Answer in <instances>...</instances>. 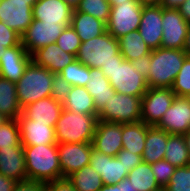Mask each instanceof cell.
I'll return each mask as SVG.
<instances>
[{"mask_svg":"<svg viewBox=\"0 0 190 191\" xmlns=\"http://www.w3.org/2000/svg\"><path fill=\"white\" fill-rule=\"evenodd\" d=\"M22 145L57 144L55 127L50 123L27 119L23 114L17 118Z\"/></svg>","mask_w":190,"mask_h":191,"instance_id":"18","label":"cell"},{"mask_svg":"<svg viewBox=\"0 0 190 191\" xmlns=\"http://www.w3.org/2000/svg\"><path fill=\"white\" fill-rule=\"evenodd\" d=\"M175 96L171 88H149L142 96L141 121L146 125L156 126L171 106Z\"/></svg>","mask_w":190,"mask_h":191,"instance_id":"9","label":"cell"},{"mask_svg":"<svg viewBox=\"0 0 190 191\" xmlns=\"http://www.w3.org/2000/svg\"><path fill=\"white\" fill-rule=\"evenodd\" d=\"M183 18L190 24V0H185L178 8Z\"/></svg>","mask_w":190,"mask_h":191,"instance_id":"48","label":"cell"},{"mask_svg":"<svg viewBox=\"0 0 190 191\" xmlns=\"http://www.w3.org/2000/svg\"><path fill=\"white\" fill-rule=\"evenodd\" d=\"M73 9L63 0H38L33 5V19L70 26Z\"/></svg>","mask_w":190,"mask_h":191,"instance_id":"20","label":"cell"},{"mask_svg":"<svg viewBox=\"0 0 190 191\" xmlns=\"http://www.w3.org/2000/svg\"><path fill=\"white\" fill-rule=\"evenodd\" d=\"M76 60L89 68H101L110 63H122L119 41L107 31L81 43Z\"/></svg>","mask_w":190,"mask_h":191,"instance_id":"4","label":"cell"},{"mask_svg":"<svg viewBox=\"0 0 190 191\" xmlns=\"http://www.w3.org/2000/svg\"><path fill=\"white\" fill-rule=\"evenodd\" d=\"M0 173L16 182L27 180L23 147L0 148Z\"/></svg>","mask_w":190,"mask_h":191,"instance_id":"22","label":"cell"},{"mask_svg":"<svg viewBox=\"0 0 190 191\" xmlns=\"http://www.w3.org/2000/svg\"><path fill=\"white\" fill-rule=\"evenodd\" d=\"M165 188L168 191H190V165L176 168Z\"/></svg>","mask_w":190,"mask_h":191,"instance_id":"39","label":"cell"},{"mask_svg":"<svg viewBox=\"0 0 190 191\" xmlns=\"http://www.w3.org/2000/svg\"><path fill=\"white\" fill-rule=\"evenodd\" d=\"M169 133L156 126L147 130L142 161L152 164L164 159Z\"/></svg>","mask_w":190,"mask_h":191,"instance_id":"24","label":"cell"},{"mask_svg":"<svg viewBox=\"0 0 190 191\" xmlns=\"http://www.w3.org/2000/svg\"><path fill=\"white\" fill-rule=\"evenodd\" d=\"M89 165L101 176L105 185L118 184L128 176L125 166L116 157L103 154L94 148Z\"/></svg>","mask_w":190,"mask_h":191,"instance_id":"19","label":"cell"},{"mask_svg":"<svg viewBox=\"0 0 190 191\" xmlns=\"http://www.w3.org/2000/svg\"><path fill=\"white\" fill-rule=\"evenodd\" d=\"M31 61L32 55L26 51L22 44L6 48L4 55L0 58V76L16 83L23 76Z\"/></svg>","mask_w":190,"mask_h":191,"instance_id":"17","label":"cell"},{"mask_svg":"<svg viewBox=\"0 0 190 191\" xmlns=\"http://www.w3.org/2000/svg\"><path fill=\"white\" fill-rule=\"evenodd\" d=\"M63 109L80 114H98L94 99L86 90V87L72 86L63 103Z\"/></svg>","mask_w":190,"mask_h":191,"instance_id":"29","label":"cell"},{"mask_svg":"<svg viewBox=\"0 0 190 191\" xmlns=\"http://www.w3.org/2000/svg\"><path fill=\"white\" fill-rule=\"evenodd\" d=\"M183 50L186 52V54L188 56H190V25L187 31V35H186V40H185V45Z\"/></svg>","mask_w":190,"mask_h":191,"instance_id":"52","label":"cell"},{"mask_svg":"<svg viewBox=\"0 0 190 191\" xmlns=\"http://www.w3.org/2000/svg\"><path fill=\"white\" fill-rule=\"evenodd\" d=\"M100 69L118 93L142 97L149 89L146 78L134 69L131 61L106 64Z\"/></svg>","mask_w":190,"mask_h":191,"instance_id":"6","label":"cell"},{"mask_svg":"<svg viewBox=\"0 0 190 191\" xmlns=\"http://www.w3.org/2000/svg\"><path fill=\"white\" fill-rule=\"evenodd\" d=\"M116 158L123 163L126 171L129 173L134 167L142 162V156L129 152L128 150L121 149Z\"/></svg>","mask_w":190,"mask_h":191,"instance_id":"43","label":"cell"},{"mask_svg":"<svg viewBox=\"0 0 190 191\" xmlns=\"http://www.w3.org/2000/svg\"><path fill=\"white\" fill-rule=\"evenodd\" d=\"M54 73L31 61L16 85L21 108L40 99L51 96Z\"/></svg>","mask_w":190,"mask_h":191,"instance_id":"5","label":"cell"},{"mask_svg":"<svg viewBox=\"0 0 190 191\" xmlns=\"http://www.w3.org/2000/svg\"><path fill=\"white\" fill-rule=\"evenodd\" d=\"M99 191H122V181L118 184L103 185Z\"/></svg>","mask_w":190,"mask_h":191,"instance_id":"50","label":"cell"},{"mask_svg":"<svg viewBox=\"0 0 190 191\" xmlns=\"http://www.w3.org/2000/svg\"><path fill=\"white\" fill-rule=\"evenodd\" d=\"M16 181L10 178H6L0 173V191H13Z\"/></svg>","mask_w":190,"mask_h":191,"instance_id":"47","label":"cell"},{"mask_svg":"<svg viewBox=\"0 0 190 191\" xmlns=\"http://www.w3.org/2000/svg\"><path fill=\"white\" fill-rule=\"evenodd\" d=\"M65 27L60 23H45L33 19L32 23L21 35V44L32 55L39 48L56 43Z\"/></svg>","mask_w":190,"mask_h":191,"instance_id":"11","label":"cell"},{"mask_svg":"<svg viewBox=\"0 0 190 191\" xmlns=\"http://www.w3.org/2000/svg\"><path fill=\"white\" fill-rule=\"evenodd\" d=\"M142 97L115 92L98 111V120L119 124L141 121Z\"/></svg>","mask_w":190,"mask_h":191,"instance_id":"7","label":"cell"},{"mask_svg":"<svg viewBox=\"0 0 190 191\" xmlns=\"http://www.w3.org/2000/svg\"><path fill=\"white\" fill-rule=\"evenodd\" d=\"M171 90L179 97H183L190 92V56L185 58Z\"/></svg>","mask_w":190,"mask_h":191,"instance_id":"37","label":"cell"},{"mask_svg":"<svg viewBox=\"0 0 190 191\" xmlns=\"http://www.w3.org/2000/svg\"><path fill=\"white\" fill-rule=\"evenodd\" d=\"M86 90L93 97L97 111H99L103 105L108 103L111 95H114L116 92L111 86L108 78L99 68H90V76L86 85Z\"/></svg>","mask_w":190,"mask_h":191,"instance_id":"25","label":"cell"},{"mask_svg":"<svg viewBox=\"0 0 190 191\" xmlns=\"http://www.w3.org/2000/svg\"><path fill=\"white\" fill-rule=\"evenodd\" d=\"M155 191H168V190L165 187H160L159 189H157Z\"/></svg>","mask_w":190,"mask_h":191,"instance_id":"60","label":"cell"},{"mask_svg":"<svg viewBox=\"0 0 190 191\" xmlns=\"http://www.w3.org/2000/svg\"><path fill=\"white\" fill-rule=\"evenodd\" d=\"M164 159L176 168L190 165L189 151L183 135L169 134Z\"/></svg>","mask_w":190,"mask_h":191,"instance_id":"31","label":"cell"},{"mask_svg":"<svg viewBox=\"0 0 190 191\" xmlns=\"http://www.w3.org/2000/svg\"><path fill=\"white\" fill-rule=\"evenodd\" d=\"M67 178L77 191H99L104 185L101 176L89 164Z\"/></svg>","mask_w":190,"mask_h":191,"instance_id":"32","label":"cell"},{"mask_svg":"<svg viewBox=\"0 0 190 191\" xmlns=\"http://www.w3.org/2000/svg\"><path fill=\"white\" fill-rule=\"evenodd\" d=\"M127 178L139 191H155L160 188L151 170V164L143 161L128 173Z\"/></svg>","mask_w":190,"mask_h":191,"instance_id":"33","label":"cell"},{"mask_svg":"<svg viewBox=\"0 0 190 191\" xmlns=\"http://www.w3.org/2000/svg\"><path fill=\"white\" fill-rule=\"evenodd\" d=\"M76 10L107 23L111 12V4L107 0H81Z\"/></svg>","mask_w":190,"mask_h":191,"instance_id":"36","label":"cell"},{"mask_svg":"<svg viewBox=\"0 0 190 191\" xmlns=\"http://www.w3.org/2000/svg\"><path fill=\"white\" fill-rule=\"evenodd\" d=\"M13 191H45V184L33 180L17 182Z\"/></svg>","mask_w":190,"mask_h":191,"instance_id":"45","label":"cell"},{"mask_svg":"<svg viewBox=\"0 0 190 191\" xmlns=\"http://www.w3.org/2000/svg\"><path fill=\"white\" fill-rule=\"evenodd\" d=\"M59 74L71 86L86 87L89 81L90 68L83 65L78 60H74L71 64H68L62 69Z\"/></svg>","mask_w":190,"mask_h":191,"instance_id":"34","label":"cell"},{"mask_svg":"<svg viewBox=\"0 0 190 191\" xmlns=\"http://www.w3.org/2000/svg\"><path fill=\"white\" fill-rule=\"evenodd\" d=\"M66 4H68L73 10H75L79 4L81 0H63Z\"/></svg>","mask_w":190,"mask_h":191,"instance_id":"54","label":"cell"},{"mask_svg":"<svg viewBox=\"0 0 190 191\" xmlns=\"http://www.w3.org/2000/svg\"><path fill=\"white\" fill-rule=\"evenodd\" d=\"M23 147L17 119H8L0 125V148Z\"/></svg>","mask_w":190,"mask_h":191,"instance_id":"35","label":"cell"},{"mask_svg":"<svg viewBox=\"0 0 190 191\" xmlns=\"http://www.w3.org/2000/svg\"><path fill=\"white\" fill-rule=\"evenodd\" d=\"M142 6L161 5L162 0H137Z\"/></svg>","mask_w":190,"mask_h":191,"instance_id":"53","label":"cell"},{"mask_svg":"<svg viewBox=\"0 0 190 191\" xmlns=\"http://www.w3.org/2000/svg\"><path fill=\"white\" fill-rule=\"evenodd\" d=\"M187 56L184 50L163 47L151 50L148 87L171 88Z\"/></svg>","mask_w":190,"mask_h":191,"instance_id":"2","label":"cell"},{"mask_svg":"<svg viewBox=\"0 0 190 191\" xmlns=\"http://www.w3.org/2000/svg\"><path fill=\"white\" fill-rule=\"evenodd\" d=\"M122 191H139L135 189L128 178L122 180Z\"/></svg>","mask_w":190,"mask_h":191,"instance_id":"51","label":"cell"},{"mask_svg":"<svg viewBox=\"0 0 190 191\" xmlns=\"http://www.w3.org/2000/svg\"><path fill=\"white\" fill-rule=\"evenodd\" d=\"M149 127L142 121L122 124V149L142 156Z\"/></svg>","mask_w":190,"mask_h":191,"instance_id":"27","label":"cell"},{"mask_svg":"<svg viewBox=\"0 0 190 191\" xmlns=\"http://www.w3.org/2000/svg\"><path fill=\"white\" fill-rule=\"evenodd\" d=\"M186 141V145L189 151V156H190V129L183 135Z\"/></svg>","mask_w":190,"mask_h":191,"instance_id":"55","label":"cell"},{"mask_svg":"<svg viewBox=\"0 0 190 191\" xmlns=\"http://www.w3.org/2000/svg\"><path fill=\"white\" fill-rule=\"evenodd\" d=\"M143 6L137 0L119 5H111L106 30L117 40L134 30H138Z\"/></svg>","mask_w":190,"mask_h":191,"instance_id":"8","label":"cell"},{"mask_svg":"<svg viewBox=\"0 0 190 191\" xmlns=\"http://www.w3.org/2000/svg\"><path fill=\"white\" fill-rule=\"evenodd\" d=\"M156 127L169 134L184 135L190 129V104L183 97L175 96Z\"/></svg>","mask_w":190,"mask_h":191,"instance_id":"14","label":"cell"},{"mask_svg":"<svg viewBox=\"0 0 190 191\" xmlns=\"http://www.w3.org/2000/svg\"><path fill=\"white\" fill-rule=\"evenodd\" d=\"M185 0H162L161 7L165 9H178Z\"/></svg>","mask_w":190,"mask_h":191,"instance_id":"49","label":"cell"},{"mask_svg":"<svg viewBox=\"0 0 190 191\" xmlns=\"http://www.w3.org/2000/svg\"><path fill=\"white\" fill-rule=\"evenodd\" d=\"M45 191H77L67 177L45 183Z\"/></svg>","mask_w":190,"mask_h":191,"instance_id":"44","label":"cell"},{"mask_svg":"<svg viewBox=\"0 0 190 191\" xmlns=\"http://www.w3.org/2000/svg\"><path fill=\"white\" fill-rule=\"evenodd\" d=\"M72 86L65 81V79L60 74H55L52 80V91L51 97L57 100L59 103L63 104L67 95L71 91Z\"/></svg>","mask_w":190,"mask_h":191,"instance_id":"41","label":"cell"},{"mask_svg":"<svg viewBox=\"0 0 190 191\" xmlns=\"http://www.w3.org/2000/svg\"><path fill=\"white\" fill-rule=\"evenodd\" d=\"M62 110L63 104L49 96L26 105L22 108V114L27 119L50 123L52 127H55Z\"/></svg>","mask_w":190,"mask_h":191,"instance_id":"23","label":"cell"},{"mask_svg":"<svg viewBox=\"0 0 190 191\" xmlns=\"http://www.w3.org/2000/svg\"><path fill=\"white\" fill-rule=\"evenodd\" d=\"M27 180L47 183L62 178L57 144L23 145Z\"/></svg>","mask_w":190,"mask_h":191,"instance_id":"1","label":"cell"},{"mask_svg":"<svg viewBox=\"0 0 190 191\" xmlns=\"http://www.w3.org/2000/svg\"><path fill=\"white\" fill-rule=\"evenodd\" d=\"M189 25L178 9L162 7L161 47L183 50Z\"/></svg>","mask_w":190,"mask_h":191,"instance_id":"12","label":"cell"},{"mask_svg":"<svg viewBox=\"0 0 190 191\" xmlns=\"http://www.w3.org/2000/svg\"><path fill=\"white\" fill-rule=\"evenodd\" d=\"M0 113L8 119H17L22 114L16 85L0 76Z\"/></svg>","mask_w":190,"mask_h":191,"instance_id":"28","label":"cell"},{"mask_svg":"<svg viewBox=\"0 0 190 191\" xmlns=\"http://www.w3.org/2000/svg\"><path fill=\"white\" fill-rule=\"evenodd\" d=\"M151 61V52L145 56L138 58L137 60H132L131 63L134 69H137L141 75H143L146 79L148 77V71Z\"/></svg>","mask_w":190,"mask_h":191,"instance_id":"46","label":"cell"},{"mask_svg":"<svg viewBox=\"0 0 190 191\" xmlns=\"http://www.w3.org/2000/svg\"><path fill=\"white\" fill-rule=\"evenodd\" d=\"M118 41L120 53L124 60H137L151 52V49L144 42L138 30L127 33L120 37Z\"/></svg>","mask_w":190,"mask_h":191,"instance_id":"30","label":"cell"},{"mask_svg":"<svg viewBox=\"0 0 190 191\" xmlns=\"http://www.w3.org/2000/svg\"><path fill=\"white\" fill-rule=\"evenodd\" d=\"M6 49V47H4L3 45H0V58L2 55H4V50Z\"/></svg>","mask_w":190,"mask_h":191,"instance_id":"59","label":"cell"},{"mask_svg":"<svg viewBox=\"0 0 190 191\" xmlns=\"http://www.w3.org/2000/svg\"><path fill=\"white\" fill-rule=\"evenodd\" d=\"M92 145L95 150L116 157L122 149V124L98 120Z\"/></svg>","mask_w":190,"mask_h":191,"instance_id":"15","label":"cell"},{"mask_svg":"<svg viewBox=\"0 0 190 191\" xmlns=\"http://www.w3.org/2000/svg\"><path fill=\"white\" fill-rule=\"evenodd\" d=\"M8 118H6L4 115L0 113V125L3 124L5 121H7Z\"/></svg>","mask_w":190,"mask_h":191,"instance_id":"57","label":"cell"},{"mask_svg":"<svg viewBox=\"0 0 190 191\" xmlns=\"http://www.w3.org/2000/svg\"><path fill=\"white\" fill-rule=\"evenodd\" d=\"M70 25L78 34L81 42L98 37L105 33L106 23L92 15L73 11Z\"/></svg>","mask_w":190,"mask_h":191,"instance_id":"26","label":"cell"},{"mask_svg":"<svg viewBox=\"0 0 190 191\" xmlns=\"http://www.w3.org/2000/svg\"><path fill=\"white\" fill-rule=\"evenodd\" d=\"M138 31L151 50L161 47L163 29L160 5L143 6Z\"/></svg>","mask_w":190,"mask_h":191,"instance_id":"16","label":"cell"},{"mask_svg":"<svg viewBox=\"0 0 190 191\" xmlns=\"http://www.w3.org/2000/svg\"><path fill=\"white\" fill-rule=\"evenodd\" d=\"M111 5H119L120 3H127L131 0H107Z\"/></svg>","mask_w":190,"mask_h":191,"instance_id":"56","label":"cell"},{"mask_svg":"<svg viewBox=\"0 0 190 191\" xmlns=\"http://www.w3.org/2000/svg\"><path fill=\"white\" fill-rule=\"evenodd\" d=\"M81 40L76 33V31L72 28V26H67L61 33V35L57 38L56 44L65 52L71 53L73 55H77L78 49L81 45Z\"/></svg>","mask_w":190,"mask_h":191,"instance_id":"38","label":"cell"},{"mask_svg":"<svg viewBox=\"0 0 190 191\" xmlns=\"http://www.w3.org/2000/svg\"><path fill=\"white\" fill-rule=\"evenodd\" d=\"M92 143L57 144L62 177H68L90 163Z\"/></svg>","mask_w":190,"mask_h":191,"instance_id":"13","label":"cell"},{"mask_svg":"<svg viewBox=\"0 0 190 191\" xmlns=\"http://www.w3.org/2000/svg\"><path fill=\"white\" fill-rule=\"evenodd\" d=\"M98 114H80L63 109L55 126L57 144L92 143Z\"/></svg>","mask_w":190,"mask_h":191,"instance_id":"3","label":"cell"},{"mask_svg":"<svg viewBox=\"0 0 190 191\" xmlns=\"http://www.w3.org/2000/svg\"><path fill=\"white\" fill-rule=\"evenodd\" d=\"M38 0H0V21L22 35L33 21V5Z\"/></svg>","mask_w":190,"mask_h":191,"instance_id":"10","label":"cell"},{"mask_svg":"<svg viewBox=\"0 0 190 191\" xmlns=\"http://www.w3.org/2000/svg\"><path fill=\"white\" fill-rule=\"evenodd\" d=\"M21 44V35L0 21V45L6 48Z\"/></svg>","mask_w":190,"mask_h":191,"instance_id":"42","label":"cell"},{"mask_svg":"<svg viewBox=\"0 0 190 191\" xmlns=\"http://www.w3.org/2000/svg\"><path fill=\"white\" fill-rule=\"evenodd\" d=\"M183 98L190 104V92L185 94Z\"/></svg>","mask_w":190,"mask_h":191,"instance_id":"58","label":"cell"},{"mask_svg":"<svg viewBox=\"0 0 190 191\" xmlns=\"http://www.w3.org/2000/svg\"><path fill=\"white\" fill-rule=\"evenodd\" d=\"M76 60V56L62 50L56 43L39 48L32 54V61L51 73L59 74L68 64Z\"/></svg>","mask_w":190,"mask_h":191,"instance_id":"21","label":"cell"},{"mask_svg":"<svg viewBox=\"0 0 190 191\" xmlns=\"http://www.w3.org/2000/svg\"><path fill=\"white\" fill-rule=\"evenodd\" d=\"M151 170L160 187H166L176 170V167L171 165L167 160L162 159L151 164Z\"/></svg>","mask_w":190,"mask_h":191,"instance_id":"40","label":"cell"}]
</instances>
